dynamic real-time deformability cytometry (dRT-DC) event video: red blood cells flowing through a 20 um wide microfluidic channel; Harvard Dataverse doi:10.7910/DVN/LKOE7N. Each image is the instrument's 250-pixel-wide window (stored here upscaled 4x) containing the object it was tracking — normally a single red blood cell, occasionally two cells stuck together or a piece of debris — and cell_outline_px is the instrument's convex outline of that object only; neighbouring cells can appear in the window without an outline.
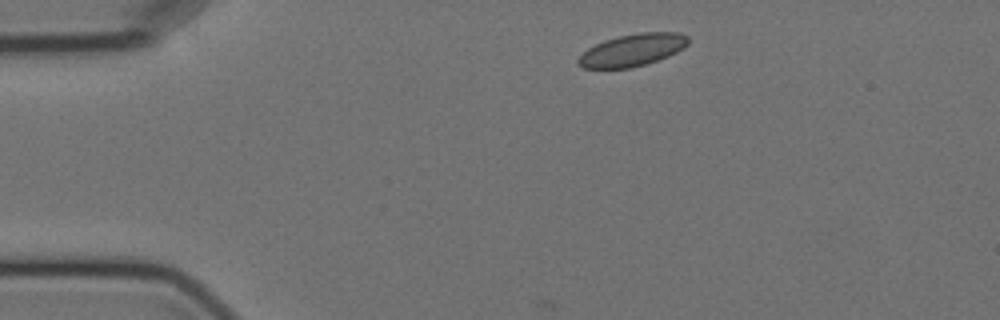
{"species": "Egyptian fruit bat (a non-hibernating species)", "species_latin": "Rousettus aegyptiacus", "temperature_condition": "cold", "stored_images_in_passage": 4, "camera_frame_rate_fps": 3000, "um_per_image_px": 0.085, "animal": {"sex": "female"}, "frame": {"image": 1, "passage_image": 1, "time_ms": 0.0, "image_size_px": [1000, 320], "cell_outline_px": [[688, 44], [684, 48], [668, 56], [644, 64], [628, 68], [584, 68], [576, 60], [588, 48], [604, 40], [620, 36], [640, 32], [680, 32], [688, 36]], "centroid_in_image_um": [53.78, 4.24], "position_along_channel_um": 31.2, "area_um2": 20.4}}
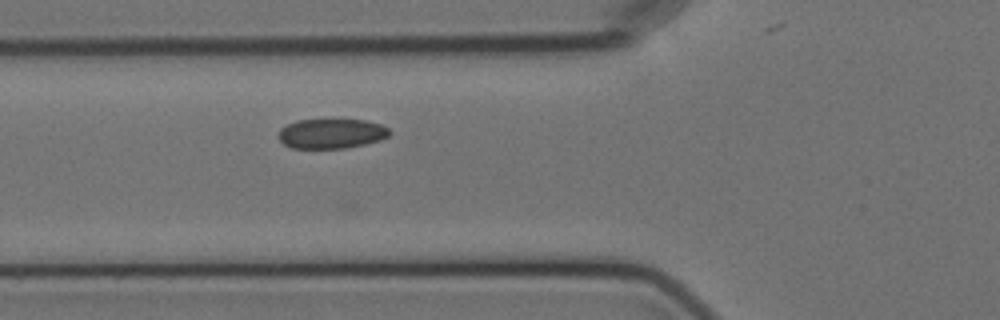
{"frame": {"image": 2, "passage_image": 4, "time_ms": 3.333, "image_size_px": [1000, 320], "cell_outline_px": [[392, 132], [388, 136], [380, 140], [364, 144], [344, 148], [292, 148], [284, 144], [276, 136], [280, 128], [296, 120], [328, 116], [368, 120], [380, 124], [388, 128]], "centroid_in_image_um": [28.15, 11.29], "position_along_channel_um": 97.6, "area_um2": 20.35}}